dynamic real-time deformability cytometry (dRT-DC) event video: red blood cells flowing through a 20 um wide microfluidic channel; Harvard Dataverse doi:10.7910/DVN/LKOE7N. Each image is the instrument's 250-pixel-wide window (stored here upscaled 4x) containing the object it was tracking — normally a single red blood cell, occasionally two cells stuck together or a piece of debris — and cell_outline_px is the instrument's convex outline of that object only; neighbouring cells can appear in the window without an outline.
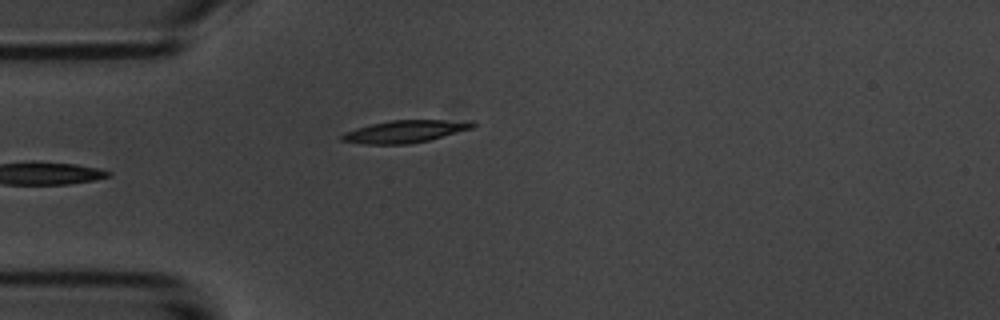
{"species": "common noctule bat (a hibernating species)", "species_latin": "Nyctalus noctula", "temperature_condition": "room temperature", "stored_images_in_passage": 5, "camera_frame_rate_fps": 3000, "um_per_image_px": 0.085, "animal": {"sex": "male", "body_mass_g": 20.1, "forearm_length_mm": 53.5}, "frame": {"image": 1, "passage_image": 5, "time_ms": 4.667, "image_size_px": [1000, 320], "cell_outline_px": [[476, 124], [472, 128], [428, 140], [408, 144], [364, 144], [340, 140], [340, 136], [344, 132], [356, 128], [372, 124], [392, 120], [472, 120]], "centroid_in_image_um": [34.42, 11.17], "position_along_channel_um": 50.6, "area_um2": 16.94}}